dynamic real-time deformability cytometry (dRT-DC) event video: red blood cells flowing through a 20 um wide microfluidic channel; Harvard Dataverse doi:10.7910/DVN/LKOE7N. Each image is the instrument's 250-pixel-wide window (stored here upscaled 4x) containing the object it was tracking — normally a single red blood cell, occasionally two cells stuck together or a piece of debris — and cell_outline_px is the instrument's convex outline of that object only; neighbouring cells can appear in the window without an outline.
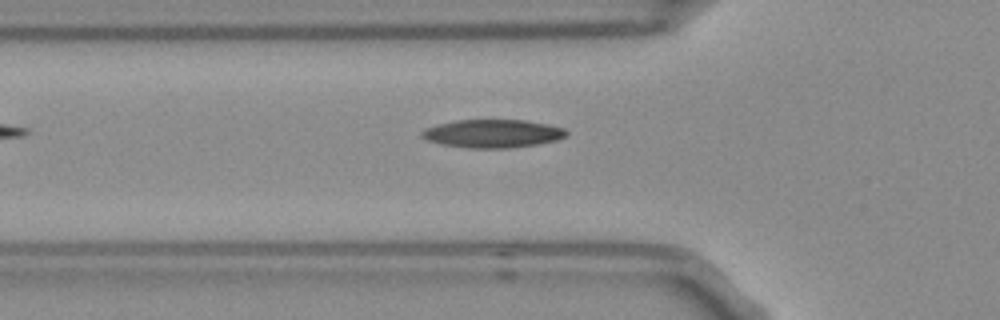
{"species": "Egyptian fruit bat (a non-hibernating species)", "species_latin": "Rousettus aegyptiacus", "temperature_condition": "room temperature", "stored_images_in_passage": 5, "camera_frame_rate_fps": 3000, "um_per_image_px": 0.085, "frame": {"image": 1, "passage_image": 5, "time_ms": 1.333, "image_size_px": [1000, 320], "cell_outline_px": [[568, 132], [564, 136], [556, 140], [536, 144], [508, 148], [468, 148], [440, 144], [428, 140], [420, 136], [420, 132], [424, 128], [436, 124], [456, 120], [524, 120], [548, 124], [564, 128]], "centroid_in_image_um": [41.82, 11.35], "position_along_channel_um": 84.0, "area_um2": 23.76}}